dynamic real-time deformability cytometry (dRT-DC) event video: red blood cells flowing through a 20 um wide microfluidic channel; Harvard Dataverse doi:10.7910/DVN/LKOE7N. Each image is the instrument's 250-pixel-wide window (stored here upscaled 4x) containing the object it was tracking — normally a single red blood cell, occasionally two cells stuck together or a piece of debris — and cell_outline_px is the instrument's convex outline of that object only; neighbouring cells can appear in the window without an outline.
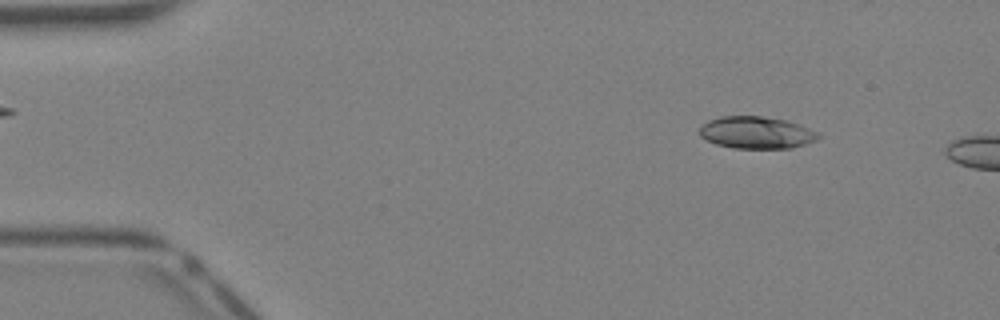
{"species": "Egyptian fruit bat (a non-hibernating species)", "species_latin": "Rousettus aegyptiacus", "temperature_condition": "warm", "stored_images_in_passage": 7, "camera_frame_rate_fps": 3000, "um_per_image_px": 0.085, "animal": {"sex": "female"}, "frame": {"image": 1, "passage_image": 1, "time_ms": 0.0, "image_size_px": [1000, 320], "cell_outline_px": [[820, 136], [816, 140], [792, 148], [736, 148], [716, 144], [700, 136], [700, 128], [708, 120], [720, 116], [764, 116], [784, 120], [820, 132]], "centroid_in_image_um": [64.29, 11.27], "position_along_channel_um": 20.7, "area_um2": 22.02}}